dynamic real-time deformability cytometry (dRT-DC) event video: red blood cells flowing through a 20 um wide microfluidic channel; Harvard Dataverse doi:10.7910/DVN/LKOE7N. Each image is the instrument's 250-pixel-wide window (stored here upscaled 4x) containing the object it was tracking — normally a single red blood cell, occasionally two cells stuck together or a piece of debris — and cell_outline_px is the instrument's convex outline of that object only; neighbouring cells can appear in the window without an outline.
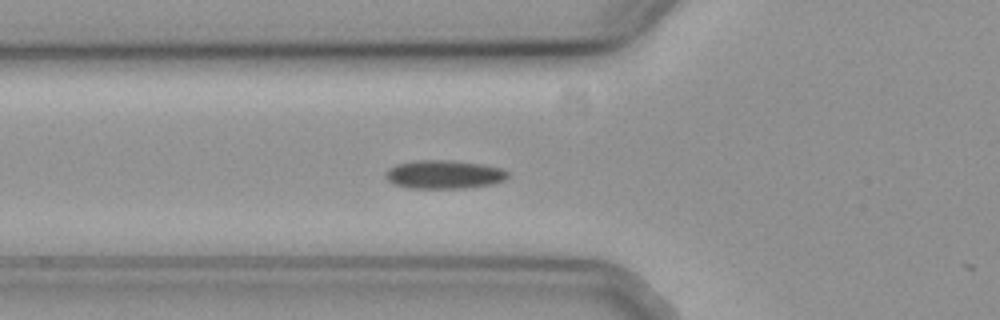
{"species": "common noctule bat (a hibernating species)", "species_latin": "Nyctalus noctula", "temperature_condition": "cold", "stored_images_in_passage": 35, "camera_frame_rate_fps": 3000, "um_per_image_px": 0.085, "animal": {"sex": "female", "body_mass_g": 19.3, "forearm_length_mm": 54.1}, "frame": {"image": 1, "passage_image": 2, "time_ms": 0.333, "image_size_px": [1000, 320], "cell_outline_px": [[508, 176], [504, 180], [492, 184], [464, 188], [412, 188], [396, 184], [388, 180], [384, 176], [396, 164], [420, 160], [452, 160], [480, 164], [504, 168], [508, 172]], "centroid_in_image_um": [37.8, 14.82], "position_along_channel_um": 88.0, "area_um2": 20.06}}
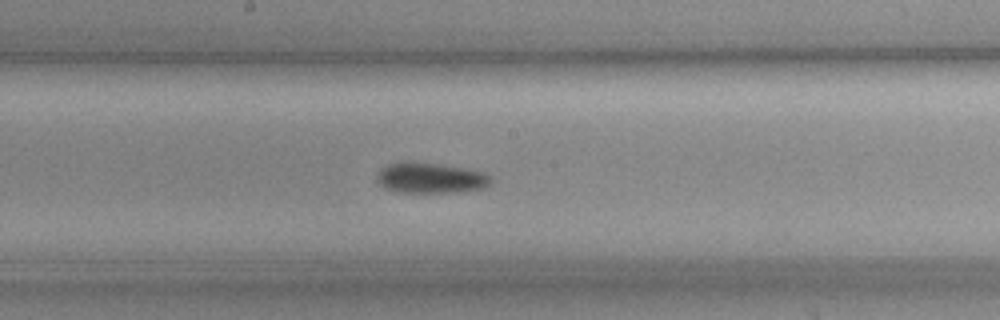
{"frame": {"image": 2, "passage_image": 12, "time_ms": 3.667, "image_size_px": [1000, 320], "cell_outline_px": [[492, 184], [484, 188], [460, 192], [396, 192], [384, 188], [376, 184], [376, 176], [380, 168], [388, 164], [436, 164], [484, 172], [492, 176]], "centroid_in_image_um": [36.61, 15.17], "position_along_channel_um": 211.6, "area_um2": 19.94}}
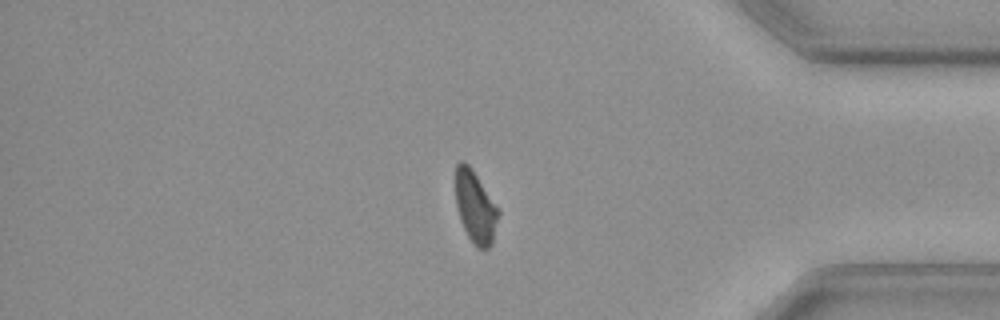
{"frame": {"image": 3, "passage_image": 29, "time_ms": 9.333, "image_size_px": [1000, 320], "cell_outline_px": [[500, 212], [492, 244], [488, 248], [476, 248], [472, 244], [460, 220], [456, 208], [456, 164], [460, 160], [464, 160], [472, 168]], "centroid_in_image_um": [40.39, 17.6], "position_along_channel_um": 394.8, "area_um2": 17.98}}